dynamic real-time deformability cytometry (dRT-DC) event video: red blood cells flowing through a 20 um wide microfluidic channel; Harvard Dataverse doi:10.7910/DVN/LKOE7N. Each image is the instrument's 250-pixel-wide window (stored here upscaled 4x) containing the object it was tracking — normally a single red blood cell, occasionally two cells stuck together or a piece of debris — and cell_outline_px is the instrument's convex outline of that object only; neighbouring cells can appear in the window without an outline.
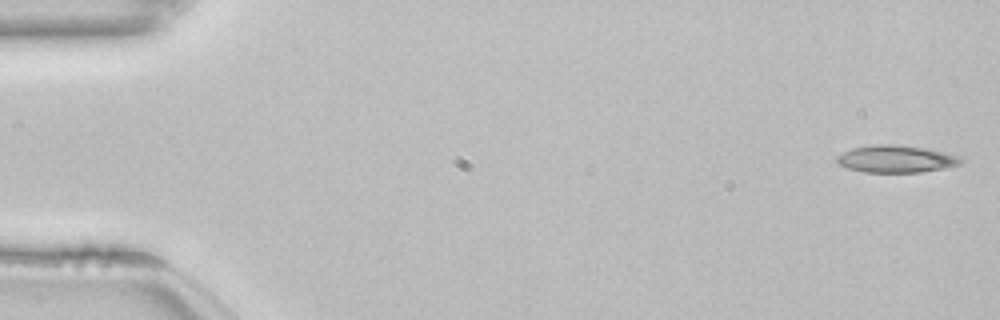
{"species": "common noctule bat (a hibernating species)", "species_latin": "Nyctalus noctula", "temperature_condition": "room temperature", "stored_images_in_passage": 53, "camera_frame_rate_fps": 3000, "um_per_image_px": 0.085, "animal": {"sex": "female", "body_mass_g": 22.7, "forearm_length_mm": 54.2}, "frame": {"image": 1, "passage_image": 1, "time_ms": 0.0, "image_size_px": [1000, 320], "cell_outline_px": [[964, 160], [960, 164], [944, 168], [920, 172], [864, 172], [848, 168], [840, 164], [836, 160], [836, 156], [852, 148], [876, 144], [892, 144], [924, 148], [944, 152], [956, 156]], "centroid_in_image_um": [76.15, 13.51], "position_along_channel_um": 8.9, "area_um2": 19.42}}
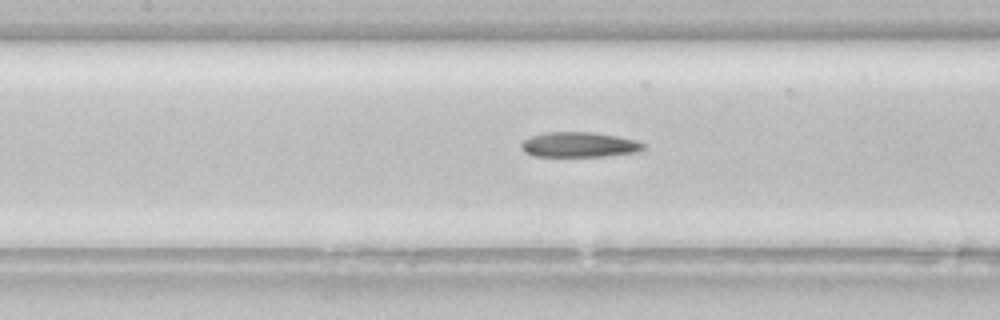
{"frame": {"image": 2, "passage_image": 24, "time_ms": 7.667, "image_size_px": [1000, 320], "cell_outline_px": [[644, 148], [636, 152], [608, 156], [532, 156], [524, 152], [520, 148], [520, 144], [524, 140], [532, 136], [544, 132], [596, 132], [636, 140], [644, 144]], "centroid_in_image_um": [49.2, 12.29], "position_along_channel_um": 158.2, "area_um2": 17.92}}
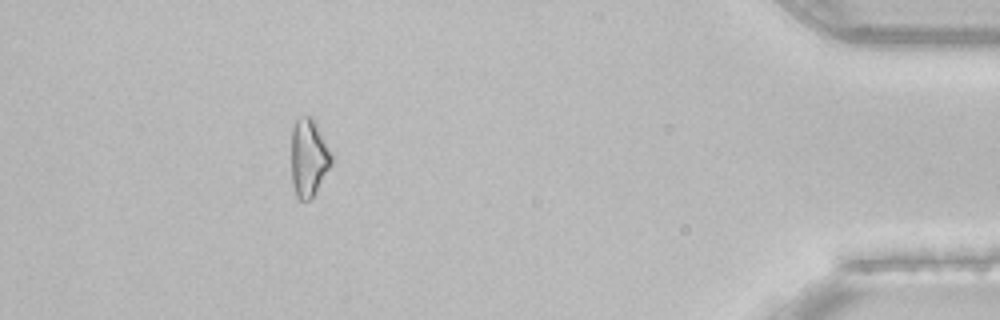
{"frame": {"image": 3, "passage_image": 48, "time_ms": 15.667, "image_size_px": [1000, 320], "cell_outline_px": [[332, 164], [316, 192], [308, 200], [300, 200], [296, 196], [292, 184], [292, 128], [296, 120], [300, 116], [312, 116], [332, 156]], "centroid_in_image_um": [26.22, 13.42], "position_along_channel_um": 409.0, "area_um2": 17.98}}